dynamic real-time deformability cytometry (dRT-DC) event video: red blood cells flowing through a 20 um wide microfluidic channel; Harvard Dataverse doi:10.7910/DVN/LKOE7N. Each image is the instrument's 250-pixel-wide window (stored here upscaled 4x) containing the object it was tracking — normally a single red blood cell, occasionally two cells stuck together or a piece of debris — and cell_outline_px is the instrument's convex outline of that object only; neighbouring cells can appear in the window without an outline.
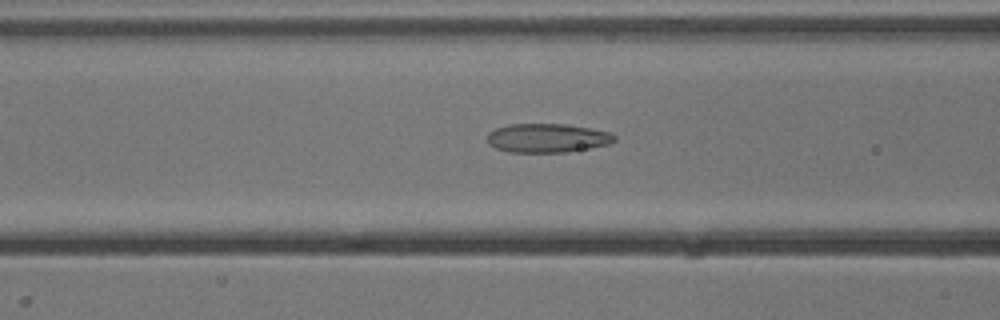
{"species": "common noctule bat (a hibernating species)", "species_latin": "Nyctalus noctula", "temperature_condition": "cold", "stored_images_in_passage": 53, "camera_frame_rate_fps": 3000, "um_per_image_px": 0.085, "animal": {"sex": "male", "body_mass_g": 13.3}, "frame": {"image": 1, "passage_image": 21, "time_ms": 6.667, "image_size_px": [1000, 320], "cell_outline_px": [[616, 140], [608, 144], [588, 148], [564, 152], [508, 152], [496, 148], [488, 144], [488, 132], [496, 128], [508, 124], [568, 124], [612, 132], [616, 136]], "centroid_in_image_um": [46.52, 11.72], "position_along_channel_um": 120.1, "area_um2": 21.5}}
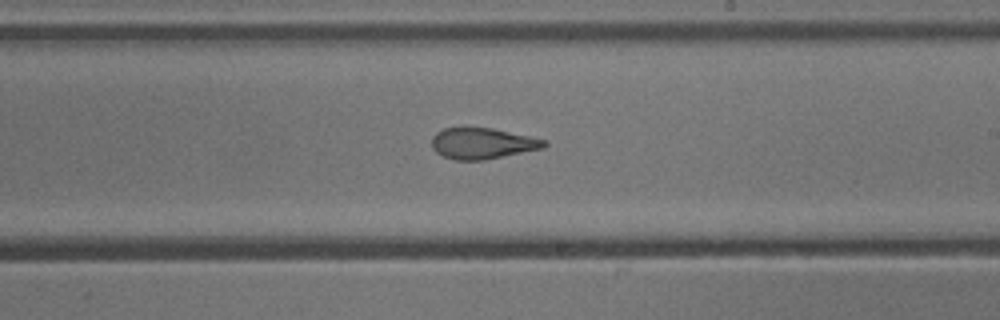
{"frame": {"image": 2, "passage_image": 31, "time_ms": 10.0, "image_size_px": [1000, 320], "cell_outline_px": [[548, 144], [544, 148], [484, 160], [456, 160], [444, 156], [436, 152], [432, 148], [432, 136], [436, 132], [444, 128], [464, 124], [492, 128], [548, 140]], "centroid_in_image_um": [40.98, 12.14], "position_along_channel_um": 248.0, "area_um2": 20.98}}
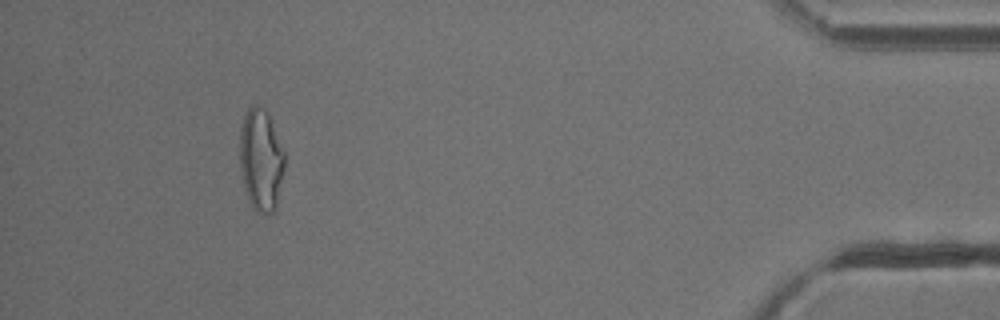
{"frame": {"image": 3, "passage_image": 49, "time_ms": 16.0, "image_size_px": [1000, 320], "cell_outline_px": [[284, 168], [276, 208], [272, 212], [256, 212], [252, 208], [244, 188], [240, 172], [240, 128], [244, 116], [248, 108], [252, 104], [256, 104], [264, 108], [268, 112], [272, 120], [284, 152]], "centroid_in_image_um": [22.17, 13.55], "position_along_channel_um": 413.0, "area_um2": 26.88}, "authors_computed_cell_mechanics": {"area_um2": 22.6576, "velocity_mm_per_s": 3.8301, "shape_relaxation_time_tau1_ms": null, "shape_relaxation_time_tau2_ms": 1.9553, "deformation_change_tau1": null, "deformation_change_tau2": 0.0996}}